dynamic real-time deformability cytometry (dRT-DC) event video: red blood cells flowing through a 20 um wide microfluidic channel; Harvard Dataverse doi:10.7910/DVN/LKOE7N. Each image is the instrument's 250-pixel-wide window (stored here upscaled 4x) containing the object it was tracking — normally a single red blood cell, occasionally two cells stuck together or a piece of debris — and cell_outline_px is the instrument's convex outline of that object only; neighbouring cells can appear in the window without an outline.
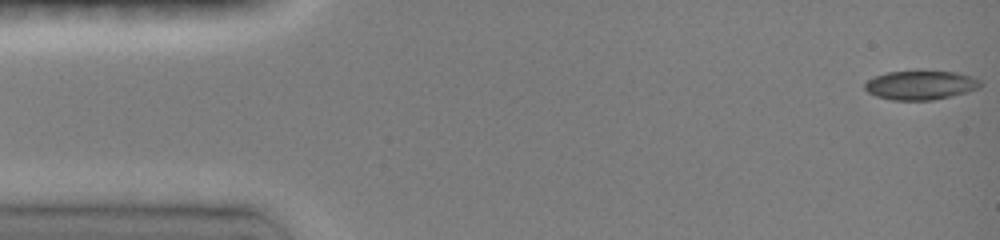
{"species": "common noctule bat (a hibernating species)", "species_latin": "Nyctalus noctula", "temperature_condition": "room temperature", "stored_images_in_passage": 19, "camera_frame_rate_fps": 3000, "um_per_image_px": 0.085, "animal": {"sex": "female", "body_mass_g": 19.0, "forearm_length_mm": 51.5}, "frame": {"image": 1, "passage_image": 1, "time_ms": 0.0, "image_size_px": [1000, 240], "cell_outline_px": [[984, 84], [980, 88], [968, 92], [932, 100], [892, 100], [876, 96], [868, 92], [864, 88], [864, 84], [868, 80], [876, 76], [888, 72], [956, 72], [972, 76], [980, 80]], "centroid_in_image_um": [78.29, 7.25], "position_along_channel_um": 6.7, "area_um2": 19.42}}
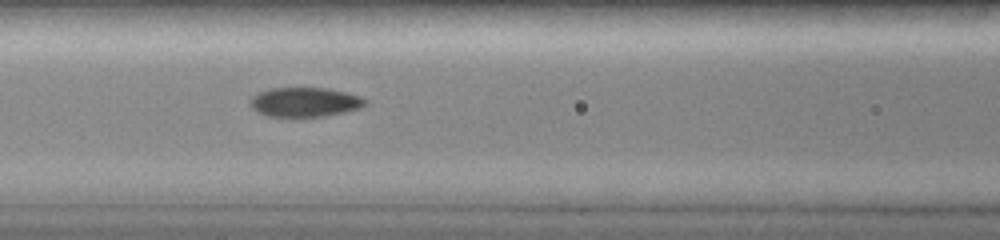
{"frame": {"image": 2, "passage_image": 14, "time_ms": 6.333, "image_size_px": [1000, 240], "cell_outline_px": [[368, 104], [360, 108], [344, 112], [324, 116], [268, 116], [256, 112], [252, 108], [252, 96], [268, 88], [328, 88], [360, 96], [368, 100]], "centroid_in_image_um": [25.94, 8.67], "position_along_channel_um": 140.7, "area_um2": 19.59}}
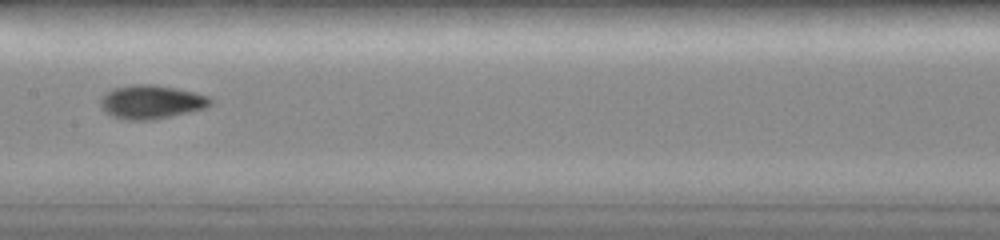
{"frame": {"image": 3, "passage_image": 17, "time_ms": 7.667, "image_size_px": [1000, 240], "cell_outline_px": [[212, 104], [208, 108], [152, 120], [128, 120], [112, 116], [104, 112], [100, 104], [100, 96], [104, 92], [112, 88], [132, 84], [152, 84], [176, 88], [196, 92], [208, 96], [212, 100]], "centroid_in_image_um": [12.84, 8.66], "position_along_channel_um": 194.6, "area_um2": 21.96}}